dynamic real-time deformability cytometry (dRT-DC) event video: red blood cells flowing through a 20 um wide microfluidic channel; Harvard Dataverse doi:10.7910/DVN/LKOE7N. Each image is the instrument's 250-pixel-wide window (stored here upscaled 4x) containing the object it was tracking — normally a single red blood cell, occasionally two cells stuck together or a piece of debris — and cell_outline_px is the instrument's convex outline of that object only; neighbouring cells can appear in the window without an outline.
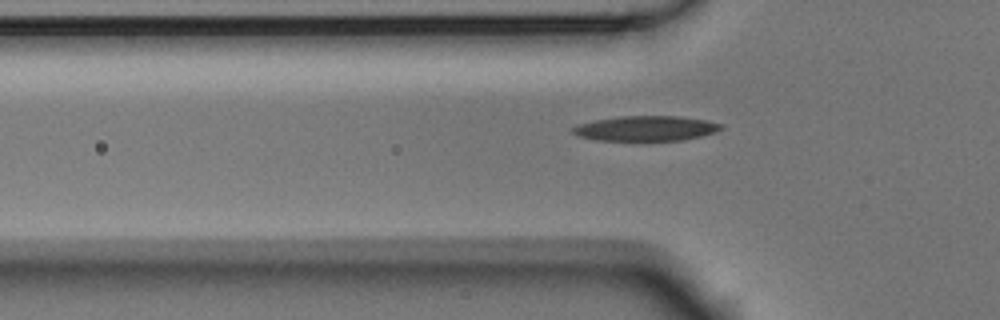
{"species": "Egyptian fruit bat (a non-hibernating species)", "species_latin": "Rousettus aegyptiacus", "temperature_condition": "room temperature", "stored_images_in_passage": 37, "camera_frame_rate_fps": 3000, "um_per_image_px": 0.085, "animal": {"sex": "male"}, "frame": {"image": 1, "passage_image": 7, "time_ms": 2.0, "image_size_px": [1000, 320], "cell_outline_px": [[724, 128], [716, 132], [700, 136], [680, 140], [596, 140], [580, 136], [572, 132], [568, 128], [576, 124], [596, 120], [620, 116], [680, 116], [704, 120], [724, 124]], "centroid_in_image_um": [54.88, 10.9], "position_along_channel_um": 70.9, "area_um2": 21.62}}
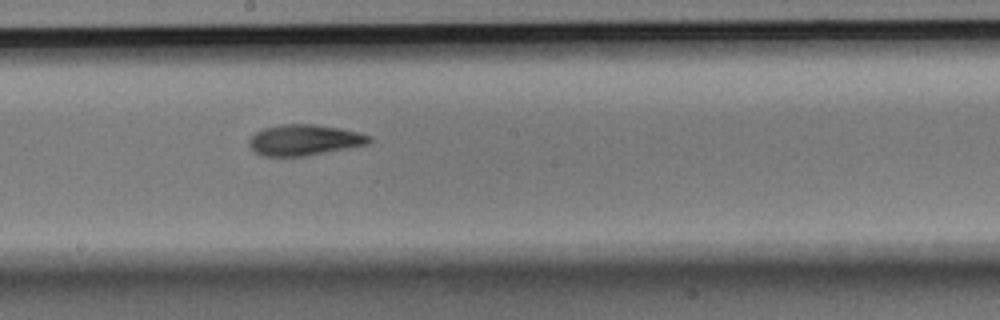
{"frame": {"image": 2, "passage_image": 19, "time_ms": 6.0, "image_size_px": [1000, 320], "cell_outline_px": [[372, 140], [368, 144], [348, 148], [304, 156], [264, 156], [256, 152], [248, 144], [248, 140], [256, 132], [264, 128], [280, 124], [312, 124], [340, 128], [372, 136]], "centroid_in_image_um": [25.87, 11.89], "position_along_channel_um": 222.3, "area_um2": 21.44}}
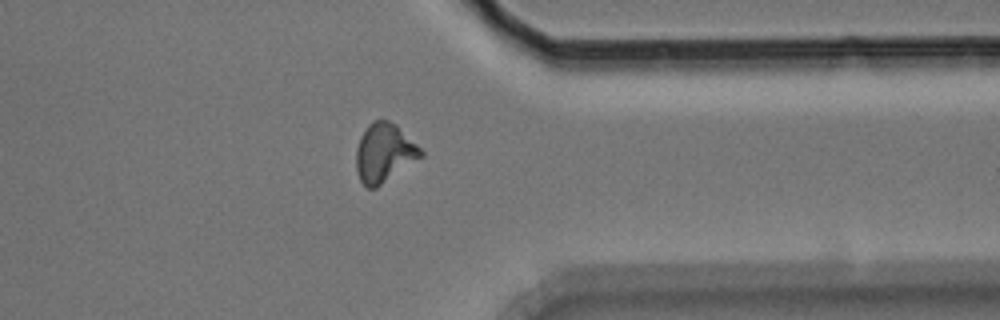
{"frame": {"image": 3, "passage_image": 32, "time_ms": 10.333, "image_size_px": [1000, 320], "cell_outline_px": [[424, 156], [376, 188], [368, 188], [360, 180], [356, 172], [356, 148], [360, 136], [368, 124], [372, 120], [388, 120], [396, 124], [424, 152]], "centroid_in_image_um": [32.65, 12.99], "position_along_channel_um": 378.8, "area_um2": 22.25}}